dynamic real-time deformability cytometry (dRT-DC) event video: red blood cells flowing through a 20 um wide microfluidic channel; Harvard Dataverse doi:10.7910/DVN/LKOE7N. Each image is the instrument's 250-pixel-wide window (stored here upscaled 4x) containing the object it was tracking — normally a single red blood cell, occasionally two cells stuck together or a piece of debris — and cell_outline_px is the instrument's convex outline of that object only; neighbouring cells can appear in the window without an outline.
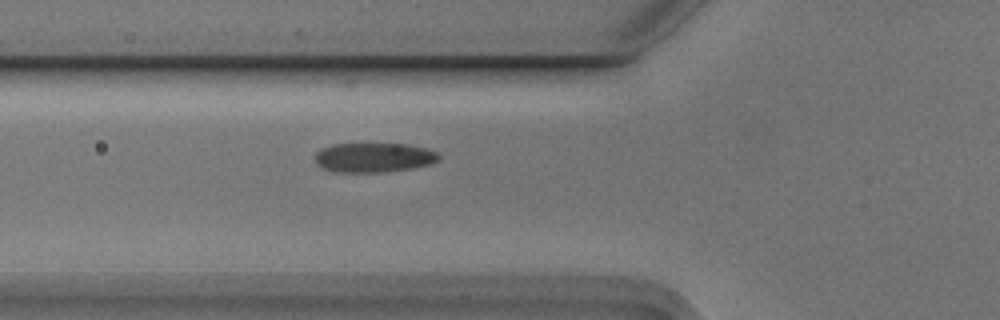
{"species": "Egyptian fruit bat (a non-hibernating species)", "species_latin": "Rousettus aegyptiacus", "temperature_condition": "cold", "stored_images_in_passage": 3, "camera_frame_rate_fps": 3000, "um_per_image_px": 0.085, "animal": {"sex": "male"}, "frame": {"image": 1, "passage_image": 3, "time_ms": 0.667, "image_size_px": [1000, 320], "cell_outline_px": [[440, 160], [428, 164], [412, 168], [384, 172], [332, 172], [320, 168], [316, 164], [316, 152], [320, 148], [332, 144], [408, 144], [428, 148], [436, 152], [440, 156]], "centroid_in_image_um": [31.74, 13.39], "position_along_channel_um": 94.1, "area_um2": 21.5}}